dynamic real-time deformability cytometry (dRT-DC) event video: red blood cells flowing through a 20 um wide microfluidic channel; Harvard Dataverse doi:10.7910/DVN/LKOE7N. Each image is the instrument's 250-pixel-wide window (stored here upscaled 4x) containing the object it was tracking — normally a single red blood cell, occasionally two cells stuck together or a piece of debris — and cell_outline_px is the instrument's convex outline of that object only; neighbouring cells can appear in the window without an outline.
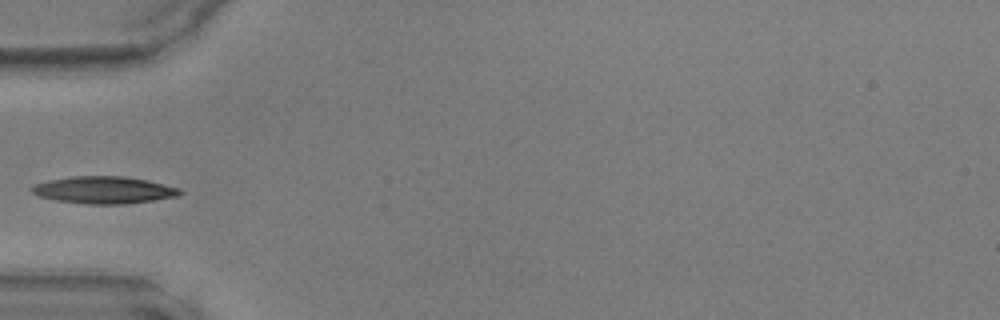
{"species": "common noctule bat (a hibernating species)", "species_latin": "Nyctalus noctula", "temperature_condition": "warm", "stored_images_in_passage": 24, "camera_frame_rate_fps": 3000, "um_per_image_px": 0.085, "animal": {"sex": "male", "body_mass_g": 17.9, "forearm_length_mm": 54.2}, "frame": {"image": 1, "passage_image": 1, "time_ms": 0.0, "image_size_px": [1000, 320], "cell_outline_px": [[184, 192], [180, 196], [124, 204], [84, 204], [56, 200], [40, 196], [32, 192], [28, 188], [36, 184], [48, 180], [68, 176], [124, 176], [148, 180], [180, 188]], "centroid_in_image_um": [8.84, 16.14], "position_along_channel_um": 76.2, "area_um2": 23.58}}
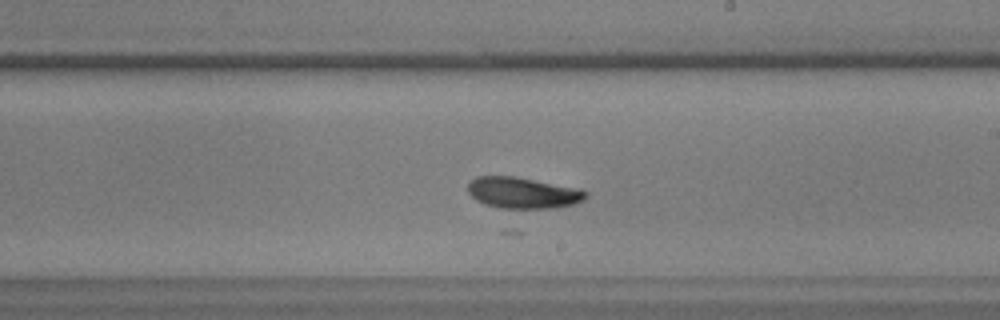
{"frame": {"image": 2, "passage_image": 13, "time_ms": 4.0, "image_size_px": [1000, 320], "cell_outline_px": [[588, 196], [584, 200], [572, 204], [556, 208], [500, 208], [484, 204], [476, 200], [468, 192], [468, 184], [476, 176], [516, 176], [580, 188], [588, 192]], "centroid_in_image_um": [44.47, 16.38], "position_along_channel_um": 244.5, "area_um2": 21.62}}
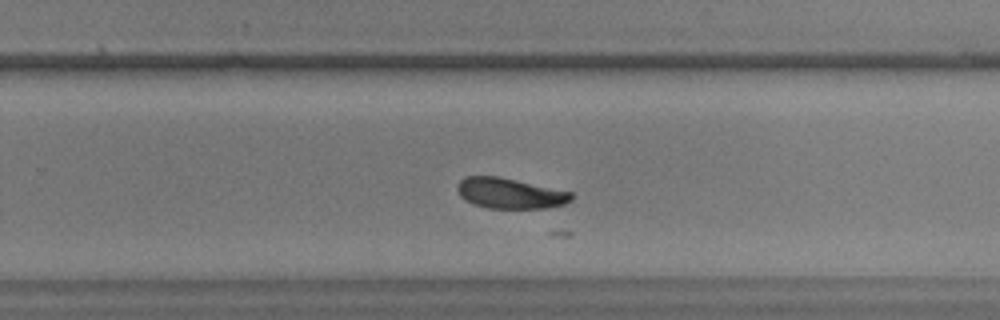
{"frame": {"image": 3, "passage_image": 16, "time_ms": 5.0, "image_size_px": [1000, 320], "cell_outline_px": [[572, 200], [564, 204], [548, 208], [488, 208], [472, 204], [464, 200], [460, 196], [456, 188], [456, 184], [464, 176], [500, 176], [572, 192]], "centroid_in_image_um": [43.31, 16.42], "position_along_channel_um": 286.5, "area_um2": 20.52}}